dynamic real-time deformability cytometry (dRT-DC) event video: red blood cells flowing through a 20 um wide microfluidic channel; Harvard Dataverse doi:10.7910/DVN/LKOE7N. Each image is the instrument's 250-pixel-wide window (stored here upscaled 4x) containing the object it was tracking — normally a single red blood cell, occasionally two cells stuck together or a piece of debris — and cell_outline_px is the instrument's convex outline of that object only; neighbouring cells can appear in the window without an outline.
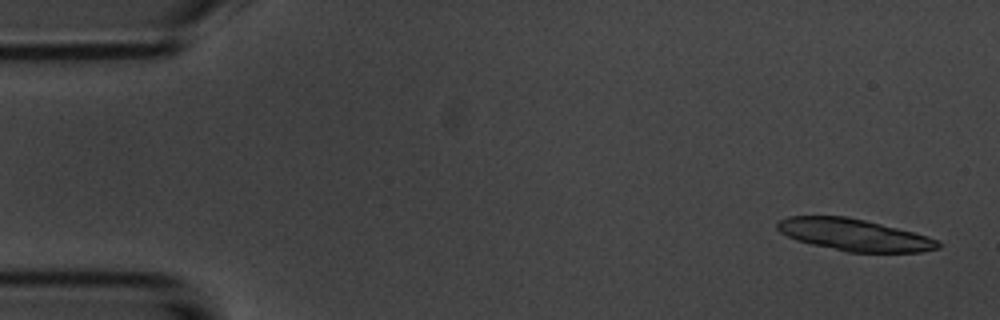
{"species": "common noctule bat (a hibernating species)", "species_latin": "Nyctalus noctula", "temperature_condition": "room temperature", "stored_images_in_passage": 5, "camera_frame_rate_fps": 3000, "um_per_image_px": 0.085, "animal": {"sex": "male", "body_mass_g": 20.1, "forearm_length_mm": 53.5}, "frame": {"image": 1, "passage_image": 1, "time_ms": 0.0, "image_size_px": [1000, 320], "cell_outline_px": [[940, 248], [920, 252], [848, 252], [812, 244], [796, 240], [780, 232], [776, 228], [776, 224], [780, 220], [788, 216], [848, 216], [928, 236], [936, 240], [940, 244]], "centroid_in_image_um": [72.57, 19.96], "position_along_channel_um": 12.4, "area_um2": 29.59}}